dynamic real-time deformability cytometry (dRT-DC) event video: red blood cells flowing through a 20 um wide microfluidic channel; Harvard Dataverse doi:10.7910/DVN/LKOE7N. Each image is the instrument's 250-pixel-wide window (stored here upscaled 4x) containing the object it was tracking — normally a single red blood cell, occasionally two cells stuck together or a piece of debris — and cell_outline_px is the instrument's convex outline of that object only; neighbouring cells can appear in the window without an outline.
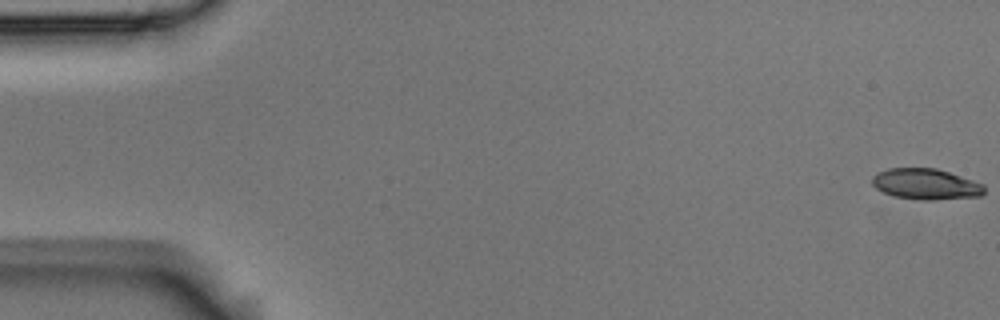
{"species": "Egyptian fruit bat (a non-hibernating species)", "species_latin": "Rousettus aegyptiacus", "temperature_condition": "room temperature", "stored_images_in_passage": 5, "camera_frame_rate_fps": 3000, "um_per_image_px": 0.085, "animal": {"sex": "male"}, "frame": {"image": 1, "passage_image": 1, "time_ms": 0.0, "image_size_px": [1000, 320], "cell_outline_px": [[984, 192], [980, 196], [932, 200], [920, 200], [892, 196], [876, 188], [872, 184], [872, 176], [876, 172], [888, 168], [936, 168], [984, 184]], "centroid_in_image_um": [78.66, 15.65], "position_along_channel_um": 6.3, "area_um2": 20.17}}
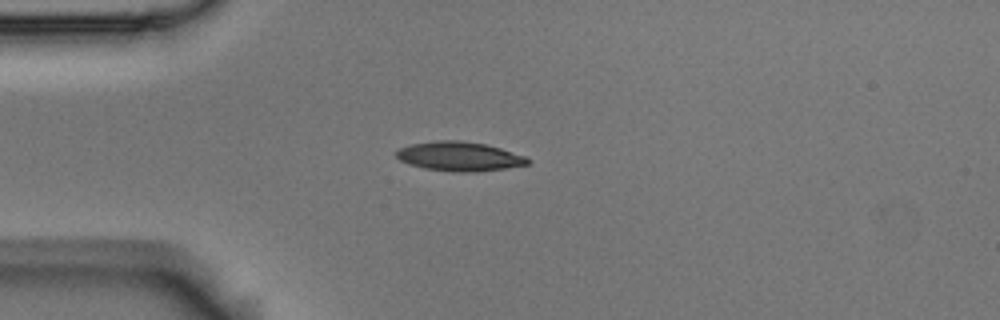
{"frame": {"image": 2, "passage_image": 5, "time_ms": 1.333, "image_size_px": [1000, 320], "cell_outline_px": [[528, 164], [504, 168], [472, 172], [456, 172], [424, 168], [408, 164], [400, 160], [396, 156], [396, 152], [400, 148], [412, 144], [436, 140], [460, 140], [484, 144], [500, 148], [524, 156], [528, 160]], "centroid_in_image_um": [39.0, 13.29], "position_along_channel_um": 46.0, "area_um2": 22.08}}